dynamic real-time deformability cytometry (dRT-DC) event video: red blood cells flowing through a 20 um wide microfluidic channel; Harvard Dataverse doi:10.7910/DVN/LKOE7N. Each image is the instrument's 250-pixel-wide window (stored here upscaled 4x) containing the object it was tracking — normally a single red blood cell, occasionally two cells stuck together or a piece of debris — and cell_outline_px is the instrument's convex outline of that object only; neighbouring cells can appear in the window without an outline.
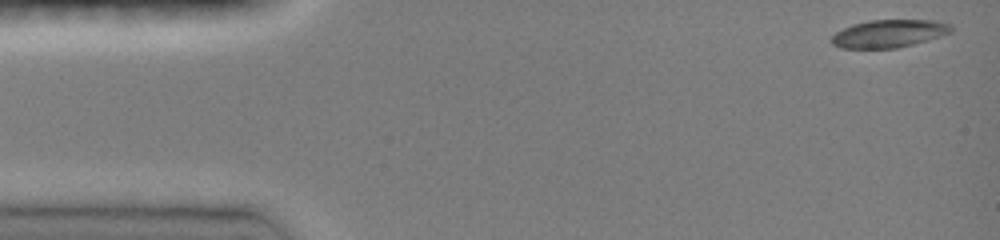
{"species": "common noctule bat (a hibernating species)", "species_latin": "Nyctalus noctula", "temperature_condition": "room temperature", "stored_images_in_passage": 43, "camera_frame_rate_fps": 3000, "um_per_image_px": 0.085, "animal": {"sex": "female", "body_mass_g": 19.0, "forearm_length_mm": 51.5}, "frame": {"image": 1, "passage_image": 1, "time_ms": 0.0, "image_size_px": [1000, 240], "cell_outline_px": [[952, 32], [928, 40], [896, 48], [840, 48], [832, 44], [832, 36], [836, 32], [852, 24], [868, 20], [936, 20], [952, 24]], "centroid_in_image_um": [75.58, 2.84], "position_along_channel_um": 9.4, "area_um2": 19.36}}
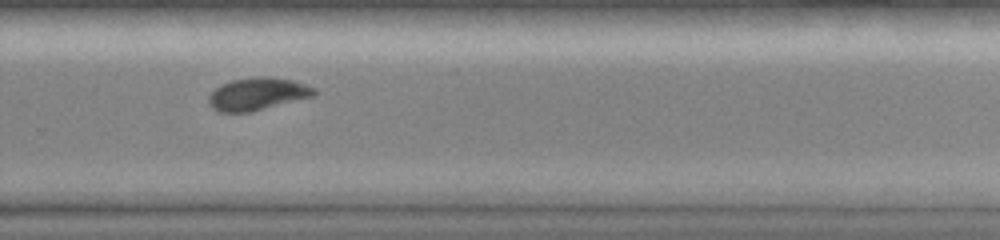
{"frame": {"image": 2, "passage_image": 31, "time_ms": 10.0, "image_size_px": [1000, 240], "cell_outline_px": [[316, 92], [312, 96], [252, 112], [220, 112], [212, 108], [208, 104], [208, 96], [220, 84], [232, 80], [264, 76], [268, 76], [292, 80], [316, 88]], "centroid_in_image_um": [21.85, 7.99], "position_along_channel_um": 307.9, "area_um2": 19.88}}
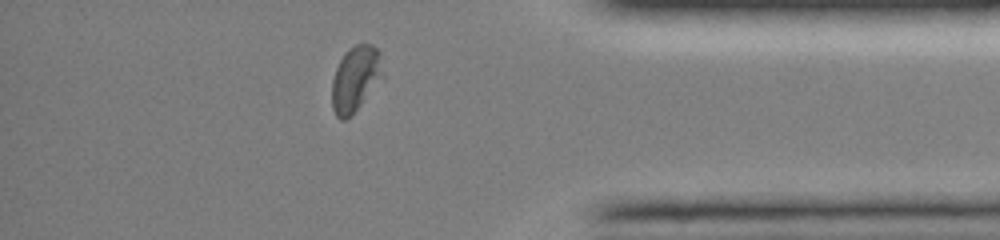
{"frame": {"image": 3, "passage_image": 39, "time_ms": 12.667, "image_size_px": [1000, 240], "cell_outline_px": [[380, 56], [376, 76], [360, 104], [344, 120], [340, 120], [336, 116], [332, 108], [332, 80], [336, 68], [344, 52], [348, 48], [356, 44], [372, 44], [380, 52]], "centroid_in_image_um": [30.06, 6.65], "position_along_channel_um": 405.1, "area_um2": 17.8}, "authors_computed_cell_mechanics": {"area_um2": 19.8832, "velocity_mm_per_s": 4.1023, "shape_relaxation_time_tau1_ms": 4.0641, "shape_relaxation_time_tau2_ms": 6.1107, "deformation_change_tau1": 0.1276, "deformation_change_tau2": 0.0963}}